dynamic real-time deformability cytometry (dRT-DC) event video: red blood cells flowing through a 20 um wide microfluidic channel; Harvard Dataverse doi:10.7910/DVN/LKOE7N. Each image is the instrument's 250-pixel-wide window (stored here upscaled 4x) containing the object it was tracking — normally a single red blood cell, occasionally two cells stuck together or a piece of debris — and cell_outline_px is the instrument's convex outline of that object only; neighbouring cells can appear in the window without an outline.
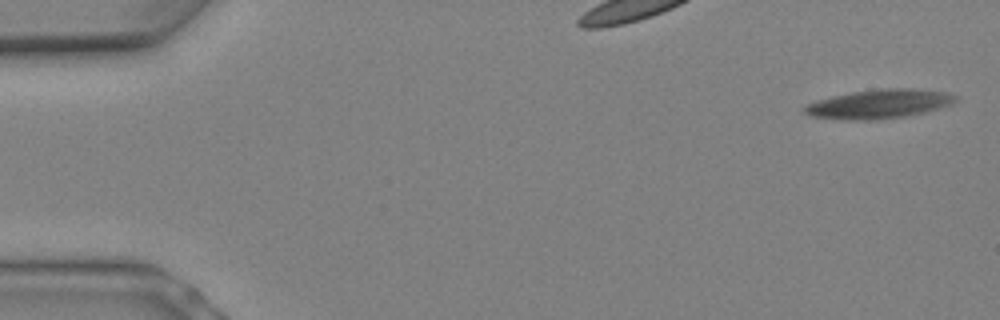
{"species": "Egyptian fruit bat (a non-hibernating species)", "species_latin": "Rousettus aegyptiacus", "temperature_condition": "warm", "stored_images_in_passage": 8, "camera_frame_rate_fps": 3000, "um_per_image_px": 0.085, "animal": {"sex": "female"}, "frame": {"image": 1, "passage_image": 1, "time_ms": 0.0, "image_size_px": [1000, 320], "cell_outline_px": [[956, 100], [948, 104], [924, 112], [904, 116], [876, 120], [844, 120], [808, 116], [804, 112], [804, 104], [816, 100], [832, 96], [852, 92], [880, 88], [912, 88], [948, 92], [956, 96]], "centroid_in_image_um": [74.64, 8.83], "position_along_channel_um": 10.4, "area_um2": 25.55}}
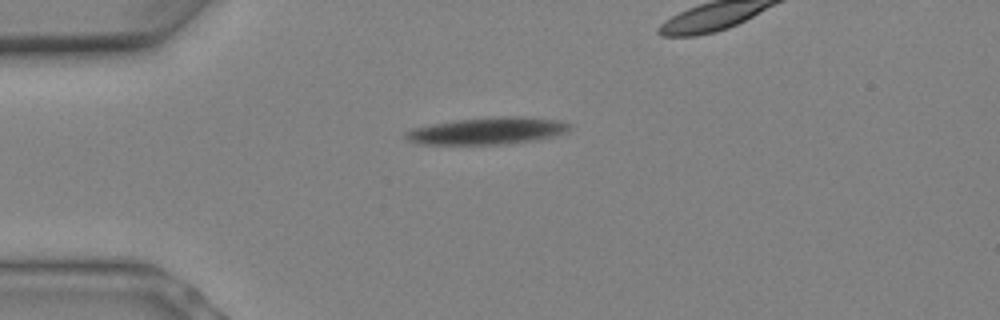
{"frame": {"image": 2, "passage_image": 6, "time_ms": 1.667, "image_size_px": [1000, 320], "cell_outline_px": [[572, 128], [568, 132], [556, 136], [536, 140], [504, 144], [416, 144], [408, 140], [404, 136], [404, 132], [412, 128], [452, 120], [496, 116], [524, 116], [560, 120], [572, 124]], "centroid_in_image_um": [41.48, 11.11], "position_along_channel_um": 43.5, "area_um2": 26.3}}